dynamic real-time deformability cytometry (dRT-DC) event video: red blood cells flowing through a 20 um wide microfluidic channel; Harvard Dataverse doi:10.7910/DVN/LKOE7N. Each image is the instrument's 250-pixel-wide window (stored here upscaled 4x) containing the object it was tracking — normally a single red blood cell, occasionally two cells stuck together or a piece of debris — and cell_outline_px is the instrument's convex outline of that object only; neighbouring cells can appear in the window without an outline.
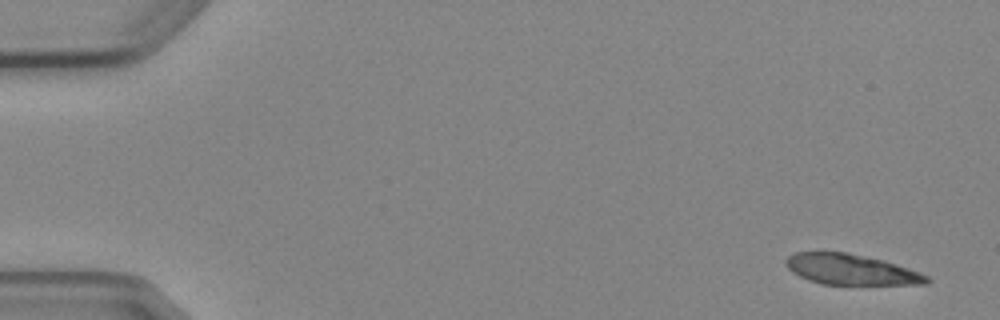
{"species": "Egyptian fruit bat (a non-hibernating species)", "species_latin": "Rousettus aegyptiacus", "temperature_condition": "cold", "stored_images_in_passage": 9, "camera_frame_rate_fps": 3000, "um_per_image_px": 0.085, "animal": {"sex": "female"}, "frame": {"image": 1, "passage_image": 1, "time_ms": 0.0, "image_size_px": [1000, 320], "cell_outline_px": [[932, 280], [928, 284], [820, 284], [808, 280], [792, 272], [784, 264], [784, 260], [788, 256], [796, 252], [848, 252], [884, 260], [920, 272], [928, 276]], "centroid_in_image_um": [72.33, 22.9], "position_along_channel_um": 12.7, "area_um2": 25.14}}
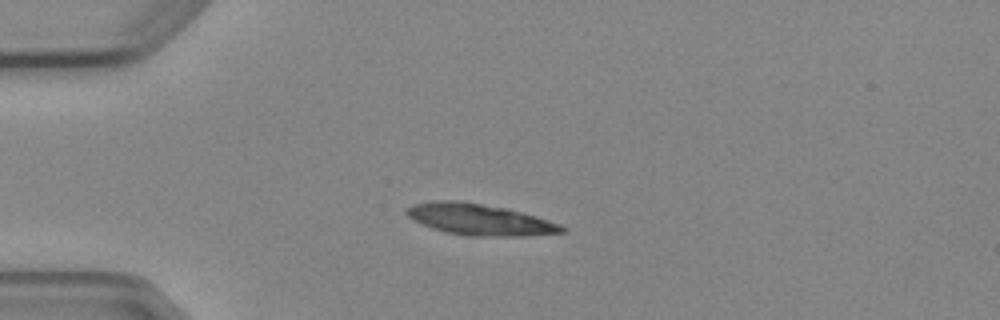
{"frame": {"image": 2, "passage_image": 4, "time_ms": 3.667, "image_size_px": [1000, 320], "cell_outline_px": [[568, 232], [520, 236], [464, 236], [432, 228], [412, 220], [404, 212], [412, 204], [440, 200], [460, 200], [504, 208], [536, 216], [560, 224], [568, 228]], "centroid_in_image_um": [40.77, 18.66], "position_along_channel_um": 44.2, "area_um2": 28.26}}
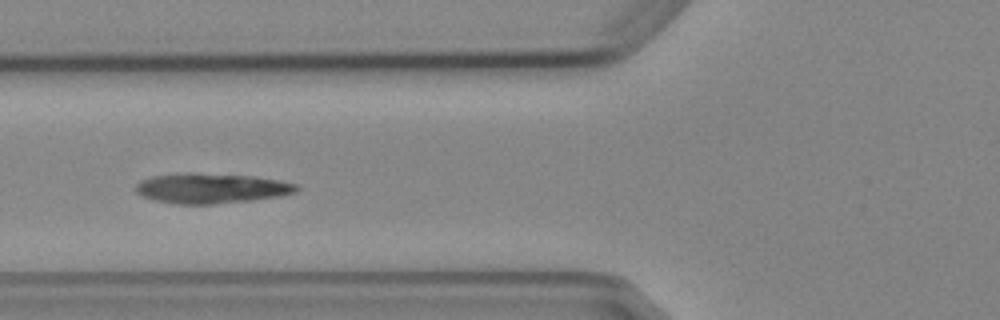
{"frame": {"image": 3, "passage_image": 6, "time_ms": 6.0, "image_size_px": [1000, 320], "cell_outline_px": [[300, 188], [296, 192], [280, 196], [252, 200], [212, 204], [176, 204], [156, 200], [144, 196], [136, 192], [136, 184], [140, 180], [152, 176], [184, 172], [196, 172], [252, 176], [280, 180], [296, 184]], "centroid_in_image_um": [17.96, 15.99], "position_along_channel_um": 107.8, "area_um2": 28.32}}